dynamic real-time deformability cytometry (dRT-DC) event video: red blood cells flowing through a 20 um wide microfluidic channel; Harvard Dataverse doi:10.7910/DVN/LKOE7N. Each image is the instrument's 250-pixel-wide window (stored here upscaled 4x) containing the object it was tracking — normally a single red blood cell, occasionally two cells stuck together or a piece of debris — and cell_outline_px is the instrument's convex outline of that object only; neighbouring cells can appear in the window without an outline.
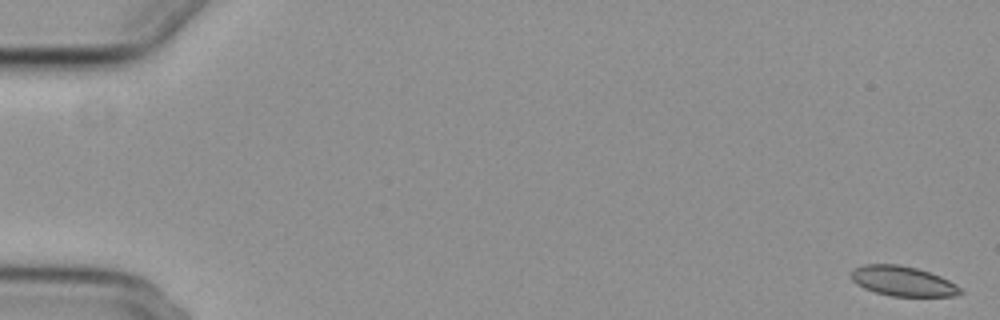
{"species": "common noctule bat (a hibernating species)", "species_latin": "Nyctalus noctula", "temperature_condition": "cold", "stored_images_in_passage": 6, "camera_frame_rate_fps": 3000, "um_per_image_px": 0.085, "animal": {"sex": "female", "body_mass_g": 29.2, "forearm_length_mm": 56.3}, "frame": {"image": 1, "passage_image": 1, "time_ms": 0.0, "image_size_px": [1000, 320], "cell_outline_px": [[964, 292], [956, 296], [892, 296], [876, 292], [864, 288], [856, 284], [852, 280], [852, 268], [864, 264], [900, 264], [916, 268], [940, 276], [956, 284]], "centroid_in_image_um": [76.73, 23.89], "position_along_channel_um": 8.3, "area_um2": 19.02}}